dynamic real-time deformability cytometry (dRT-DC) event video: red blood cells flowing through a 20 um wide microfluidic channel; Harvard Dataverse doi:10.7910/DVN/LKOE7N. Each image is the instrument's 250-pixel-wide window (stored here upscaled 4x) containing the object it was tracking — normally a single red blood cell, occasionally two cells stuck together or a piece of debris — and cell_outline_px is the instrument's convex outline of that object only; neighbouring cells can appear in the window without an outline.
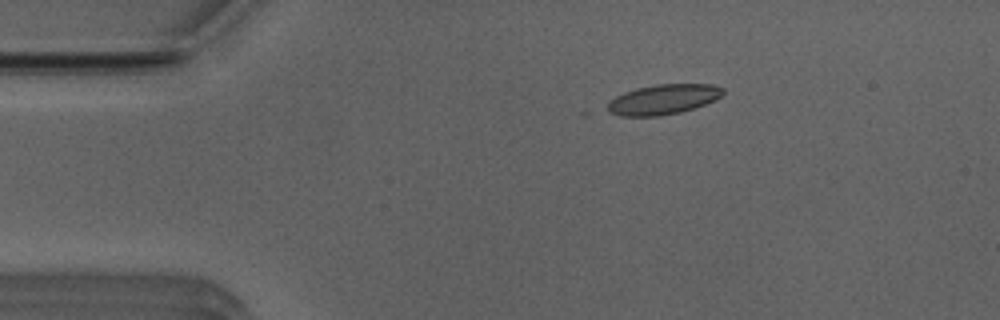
{"species": "Egyptian fruit bat (a non-hibernating species)", "species_latin": "Rousettus aegyptiacus", "temperature_condition": "room temperature", "stored_images_in_passage": 10, "camera_frame_rate_fps": 3000, "um_per_image_px": 0.085, "animal": {"sex": "male"}, "frame": {"image": 1, "passage_image": 1, "time_ms": 0.0, "image_size_px": [1000, 320], "cell_outline_px": [[724, 92], [720, 96], [704, 104], [680, 112], [656, 116], [620, 116], [608, 112], [608, 104], [616, 96], [624, 92], [636, 88], [656, 84], [712, 84], [724, 88]], "centroid_in_image_um": [56.35, 8.44], "position_along_channel_um": 28.6, "area_um2": 19.94}}
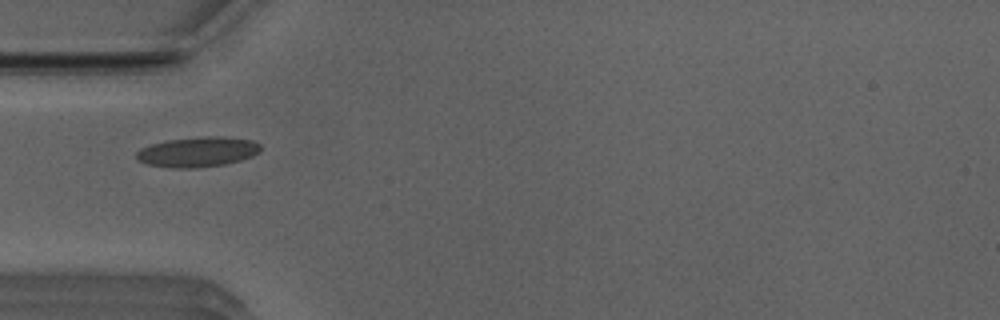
{"frame": {"image": 2, "passage_image": 8, "time_ms": 2.333, "image_size_px": [1000, 320], "cell_outline_px": [[260, 152], [252, 156], [240, 160], [224, 164], [196, 168], [172, 168], [148, 164], [140, 160], [136, 156], [136, 152], [140, 148], [148, 144], [168, 140], [204, 136], [224, 136], [252, 140], [260, 144]], "centroid_in_image_um": [16.8, 12.9], "position_along_channel_um": 68.2, "area_um2": 21.79}}